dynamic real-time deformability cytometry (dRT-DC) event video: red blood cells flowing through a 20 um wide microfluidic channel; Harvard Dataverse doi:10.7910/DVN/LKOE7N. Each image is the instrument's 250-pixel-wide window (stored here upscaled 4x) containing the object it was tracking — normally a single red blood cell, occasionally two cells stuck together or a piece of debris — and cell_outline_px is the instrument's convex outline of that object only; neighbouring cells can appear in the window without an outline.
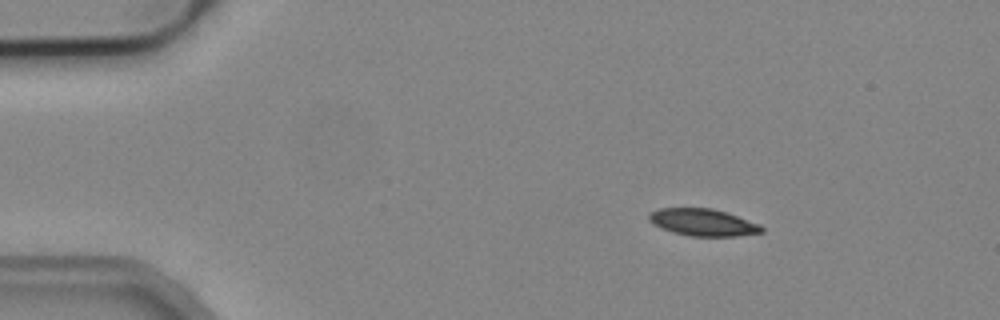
{"species": "common noctule bat (a hibernating species)", "species_latin": "Nyctalus noctula", "temperature_condition": "cold", "stored_images_in_passage": 4, "camera_frame_rate_fps": 3000, "um_per_image_px": 0.085, "animal": {"sex": "male", "body_mass_g": 19.2, "forearm_length_mm": 51.8}, "frame": {"image": 1, "passage_image": 1, "time_ms": 0.0, "image_size_px": [1000, 320], "cell_outline_px": [[764, 232], [736, 236], [688, 236], [672, 232], [652, 224], [648, 220], [648, 216], [652, 212], [660, 208], [712, 208], [760, 224], [764, 228]], "centroid_in_image_um": [59.74, 18.91], "position_along_channel_um": 25.3, "area_um2": 17.69}}
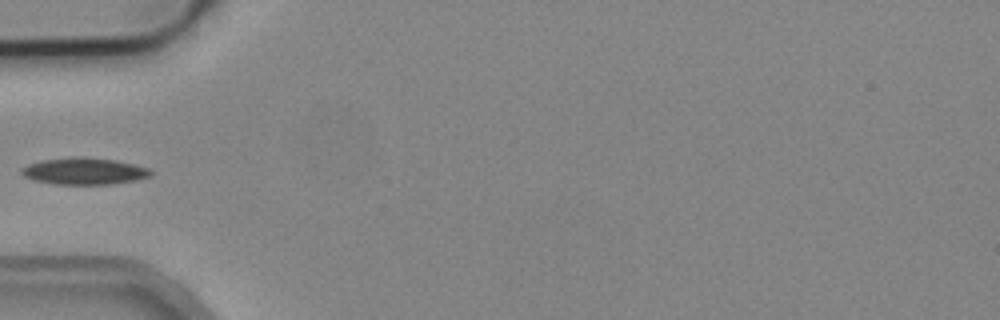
{"frame": {"image": 2, "passage_image": 4, "time_ms": 3.333, "image_size_px": [1000, 320], "cell_outline_px": [[152, 176], [136, 180], [112, 184], [52, 184], [32, 180], [24, 176], [20, 172], [20, 168], [28, 164], [44, 160], [84, 156], [116, 160], [148, 168], [152, 172]], "centroid_in_image_um": [7.14, 14.55], "position_along_channel_um": 77.9, "area_um2": 20.17}}